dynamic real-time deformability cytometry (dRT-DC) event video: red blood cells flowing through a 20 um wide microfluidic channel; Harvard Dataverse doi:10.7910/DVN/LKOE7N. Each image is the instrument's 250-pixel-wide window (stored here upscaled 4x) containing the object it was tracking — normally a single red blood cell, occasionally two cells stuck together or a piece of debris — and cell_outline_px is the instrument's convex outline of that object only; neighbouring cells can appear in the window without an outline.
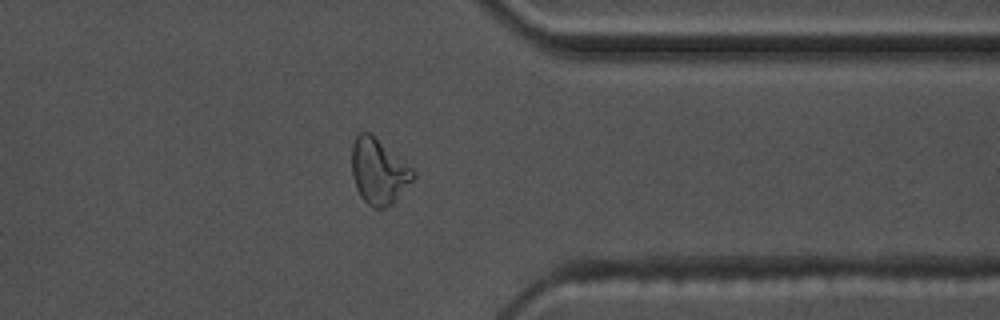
{"species": "common noctule bat (a hibernating species)", "species_latin": "Nyctalus noctula", "temperature_condition": "warm", "stored_images_in_passage": 54, "camera_frame_rate_fps": 3000, "um_per_image_px": 0.085, "animal": {"sex": "male", "body_mass_g": 17.5, "forearm_length_mm": 52.3}, "frame": {"image": 1, "passage_image": 46, "time_ms": 15.0, "image_size_px": [1000, 320], "cell_outline_px": [[416, 176], [392, 204], [384, 208], [372, 208], [360, 196], [356, 188], [352, 176], [352, 144], [356, 136], [360, 132], [372, 132], [412, 168]], "centroid_in_image_um": [32.17, 14.55], "position_along_channel_um": 379.2, "area_um2": 23.52}}